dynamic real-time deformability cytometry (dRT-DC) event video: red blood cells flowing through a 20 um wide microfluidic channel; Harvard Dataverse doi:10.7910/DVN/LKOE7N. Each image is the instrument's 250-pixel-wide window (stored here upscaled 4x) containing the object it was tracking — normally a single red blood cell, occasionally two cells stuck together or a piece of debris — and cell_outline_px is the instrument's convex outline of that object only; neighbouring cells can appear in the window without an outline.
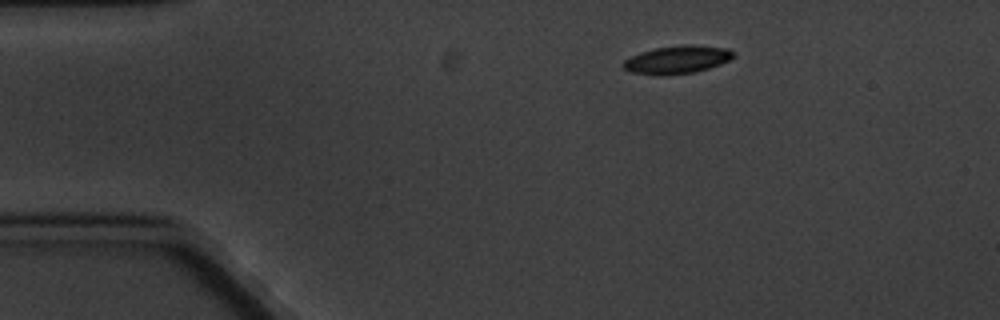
{"species": "common noctule bat (a hibernating species)", "species_latin": "Nyctalus noctula", "temperature_condition": "cold", "stored_images_in_passage": 2, "camera_frame_rate_fps": 3000, "um_per_image_px": 0.085, "animal": {"sex": "male", "body_mass_g": 20.1, "forearm_length_mm": 53.5}, "frame": {"image": 1, "passage_image": 1, "time_ms": 0.0, "image_size_px": [1000, 320], "cell_outline_px": [[736, 56], [720, 64], [696, 72], [660, 76], [632, 72], [624, 68], [620, 64], [624, 60], [640, 52], [656, 48], [684, 44], [692, 44], [728, 48], [736, 52]], "centroid_in_image_um": [57.58, 5.06], "position_along_channel_um": 27.4, "area_um2": 18.15}}